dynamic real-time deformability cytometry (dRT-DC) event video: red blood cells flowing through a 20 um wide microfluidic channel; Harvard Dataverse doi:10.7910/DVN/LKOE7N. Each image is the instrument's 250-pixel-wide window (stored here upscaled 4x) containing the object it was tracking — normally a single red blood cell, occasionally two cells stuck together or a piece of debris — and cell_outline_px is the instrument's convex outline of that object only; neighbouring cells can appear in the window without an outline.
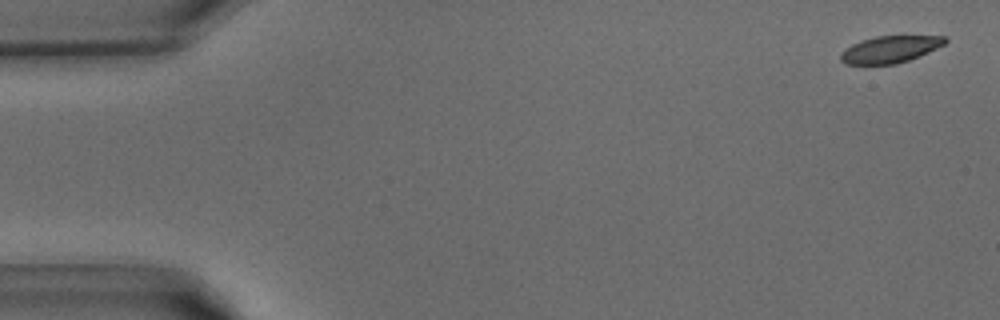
{"species": "common noctule bat (a hibernating species)", "species_latin": "Nyctalus noctula", "temperature_condition": "warm", "stored_images_in_passage": 37, "camera_frame_rate_fps": 3000, "um_per_image_px": 0.085, "animal": {"sex": "male", "body_mass_g": 15.6}, "frame": {"image": 1, "passage_image": 2, "time_ms": 0.333, "image_size_px": [1000, 320], "cell_outline_px": [[948, 40], [944, 44], [928, 52], [908, 60], [896, 64], [844, 64], [840, 60], [840, 52], [844, 48], [860, 40], [876, 36], [944, 36]], "centroid_in_image_um": [75.6, 4.19], "position_along_channel_um": 9.4, "area_um2": 16.36}}
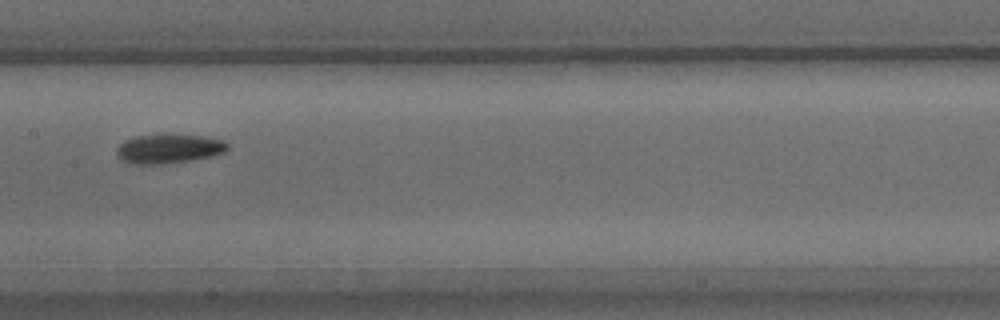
{"frame": {"image": 2, "passage_image": 21, "time_ms": 6.667, "image_size_px": [1000, 320], "cell_outline_px": [[228, 148], [224, 152], [208, 156], [188, 160], [160, 164], [128, 164], [120, 160], [116, 156], [116, 148], [120, 144], [136, 136], [164, 132], [204, 136], [224, 140], [228, 144]], "centroid_in_image_um": [14.3, 12.61], "position_along_channel_um": 193.1, "area_um2": 19.31}}
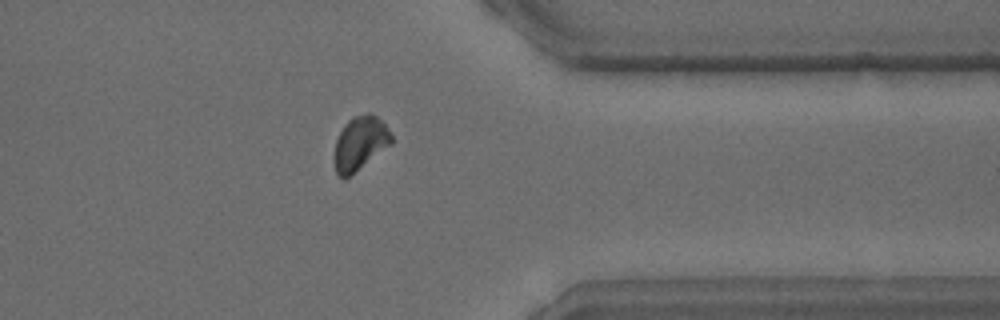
{"frame": {"image": 3, "passage_image": 33, "time_ms": 10.667, "image_size_px": [1000, 320], "cell_outline_px": [[392, 144], [344, 180], [336, 176], [332, 160], [332, 156], [336, 140], [344, 124], [352, 116], [368, 112], [372, 112], [388, 128], [392, 136]], "centroid_in_image_um": [30.55, 12.2], "position_along_channel_um": 380.8, "area_um2": 18.38}}